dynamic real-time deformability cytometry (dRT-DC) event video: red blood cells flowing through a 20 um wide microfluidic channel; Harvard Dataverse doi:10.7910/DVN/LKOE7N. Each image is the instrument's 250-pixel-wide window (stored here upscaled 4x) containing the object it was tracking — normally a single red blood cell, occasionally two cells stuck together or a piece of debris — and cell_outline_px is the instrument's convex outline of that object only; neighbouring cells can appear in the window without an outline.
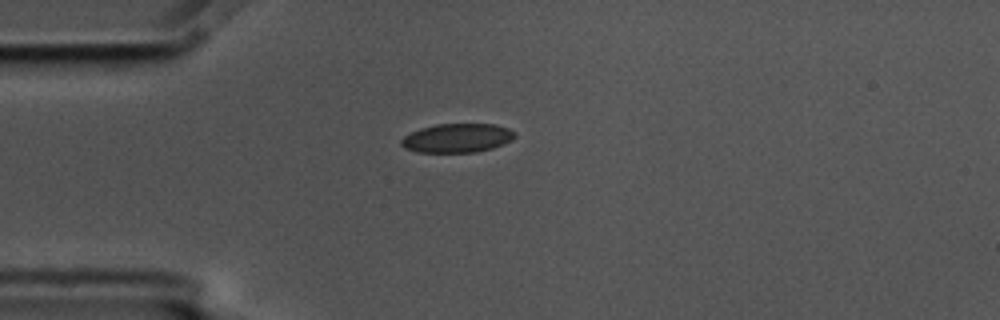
{"species": "common noctule bat (a hibernating species)", "species_latin": "Nyctalus noctula", "temperature_condition": "cold", "stored_images_in_passage": 3, "camera_frame_rate_fps": 3000, "um_per_image_px": 0.085, "animal": {"sex": "male", "body_mass_g": 17.5, "forearm_length_mm": 52.3}, "frame": {"image": 1, "passage_image": 1, "time_ms": 0.0, "image_size_px": [1000, 320], "cell_outline_px": [[516, 136], [512, 140], [504, 144], [492, 148], [476, 152], [416, 152], [404, 148], [400, 144], [400, 140], [404, 136], [420, 128], [436, 124], [496, 124], [508, 128], [516, 132]], "centroid_in_image_um": [38.87, 11.73], "position_along_channel_um": 46.1, "area_um2": 19.31}}
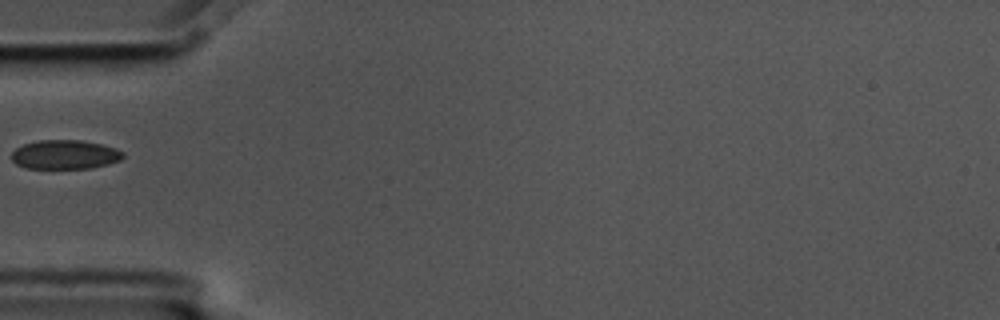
{"frame": {"image": 2, "passage_image": 2, "time_ms": 0.333, "image_size_px": [1000, 320], "cell_outline_px": [[124, 156], [120, 160], [108, 164], [92, 168], [24, 168], [16, 164], [12, 160], [12, 152], [16, 148], [24, 144], [36, 140], [84, 140], [116, 148], [124, 152]], "centroid_in_image_um": [5.52, 13.13], "position_along_channel_um": 79.5, "area_um2": 19.02}}